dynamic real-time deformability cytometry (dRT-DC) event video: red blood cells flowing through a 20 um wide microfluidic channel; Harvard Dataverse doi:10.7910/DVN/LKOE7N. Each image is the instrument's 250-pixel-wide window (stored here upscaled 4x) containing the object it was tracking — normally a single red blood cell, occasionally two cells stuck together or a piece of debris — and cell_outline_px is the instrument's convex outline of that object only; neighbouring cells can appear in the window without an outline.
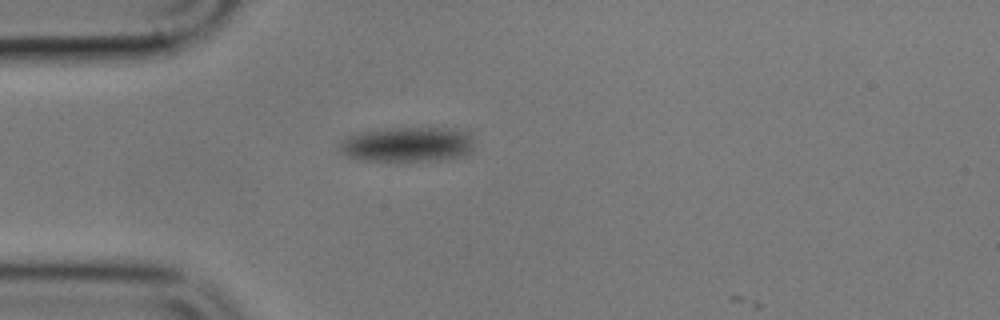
{"species": "common noctule bat (a hibernating species)", "species_latin": "Nyctalus noctula", "temperature_condition": "cold", "stored_images_in_passage": 6, "camera_frame_rate_fps": 3000, "um_per_image_px": 0.085, "animal": {"sex": "male", "body_mass_g": 17.9}, "frame": {"image": 1, "passage_image": 5, "time_ms": 5.667, "image_size_px": [1000, 320], "cell_outline_px": [[476, 148], [472, 152], [464, 156], [440, 160], [364, 160], [344, 156], [336, 148], [348, 136], [360, 132], [392, 128], [456, 128], [468, 132], [472, 136], [476, 144]], "centroid_in_image_um": [34.71, 12.27], "position_along_channel_um": 50.3, "area_um2": 27.74}}